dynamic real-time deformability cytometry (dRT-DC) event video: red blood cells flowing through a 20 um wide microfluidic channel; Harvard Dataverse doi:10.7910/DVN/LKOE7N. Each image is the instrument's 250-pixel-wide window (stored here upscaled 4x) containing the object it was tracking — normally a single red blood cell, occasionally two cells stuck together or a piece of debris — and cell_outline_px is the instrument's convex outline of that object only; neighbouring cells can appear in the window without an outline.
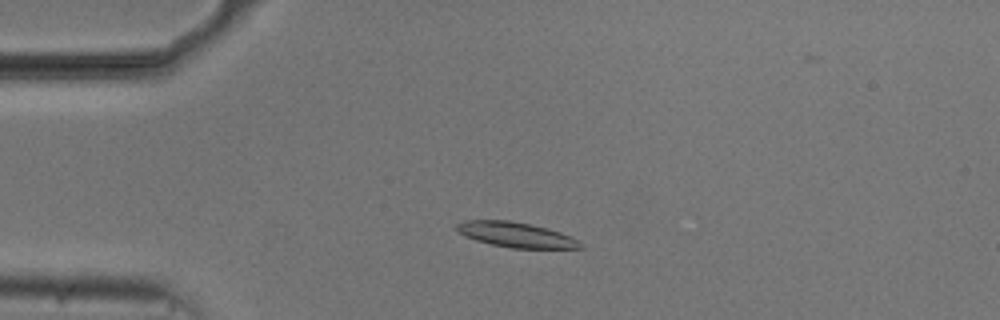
{"species": "common noctule bat (a hibernating species)", "species_latin": "Nyctalus noctula", "temperature_condition": "cold", "stored_images_in_passage": 51, "camera_frame_rate_fps": 3000, "um_per_image_px": 0.085, "animal": {"sex": "male", "body_mass_g": 20.5, "forearm_length_mm": 52.5}, "frame": {"image": 1, "passage_image": 10, "time_ms": 3.0, "image_size_px": [1000, 320], "cell_outline_px": [[584, 248], [512, 248], [492, 244], [476, 240], [464, 236], [456, 232], [456, 224], [468, 220], [508, 220], [548, 228], [560, 232], [576, 240]], "centroid_in_image_um": [43.79, 19.95], "position_along_channel_um": 41.2, "area_um2": 17.8}}
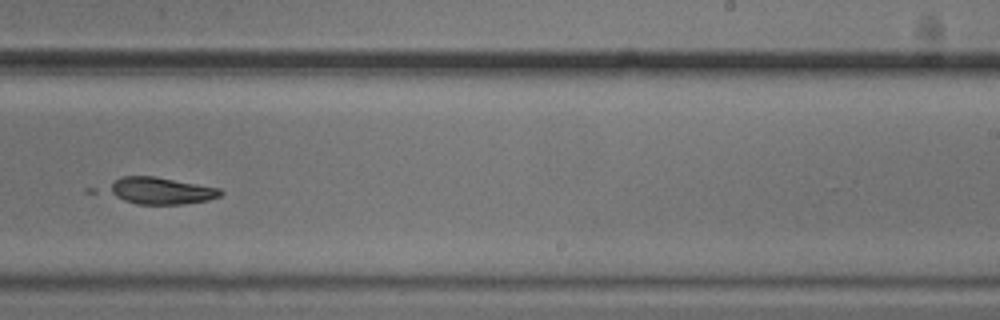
{"frame": {"image": 2, "passage_image": 31, "time_ms": 10.0, "image_size_px": [1000, 320], "cell_outline_px": [[224, 192], [220, 196], [208, 200], [184, 204], [136, 204], [124, 200], [108, 192], [104, 188], [120, 176], [156, 176], [220, 188]], "centroid_in_image_um": [13.64, 16.2], "position_along_channel_um": 275.4, "area_um2": 17.74}}
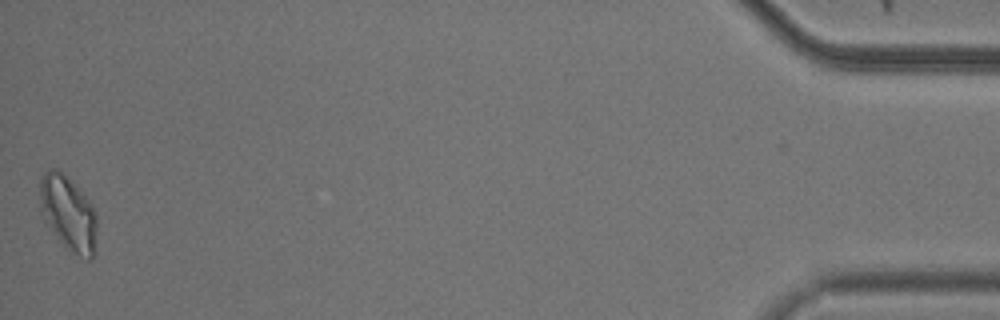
{"frame": {"image": 3, "passage_image": 51, "time_ms": 16.667, "image_size_px": [1000, 320], "cell_outline_px": [[96, 228], [92, 260], [88, 260], [64, 248], [44, 220], [40, 208], [40, 180], [44, 172], [48, 168], [56, 168], [88, 200], [96, 212]], "centroid_in_image_um": [5.77, 18.16], "position_along_channel_um": 429.4, "area_um2": 24.45}}